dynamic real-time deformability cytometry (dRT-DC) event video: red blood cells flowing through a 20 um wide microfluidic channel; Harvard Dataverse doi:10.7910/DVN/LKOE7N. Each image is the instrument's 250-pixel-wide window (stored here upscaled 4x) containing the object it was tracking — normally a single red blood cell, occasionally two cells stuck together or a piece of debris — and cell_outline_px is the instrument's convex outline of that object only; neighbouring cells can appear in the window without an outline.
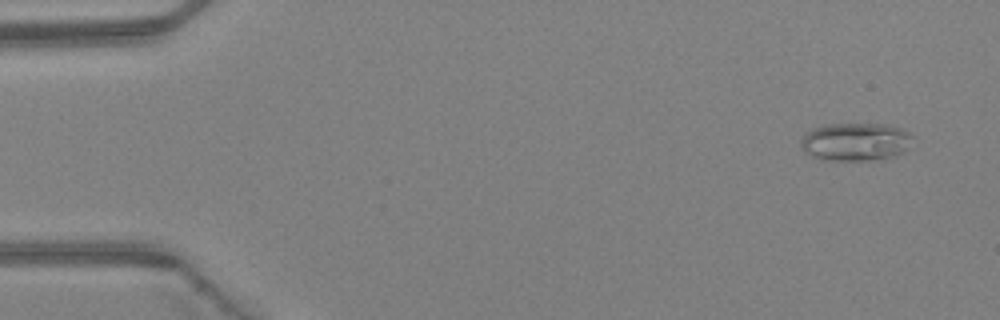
{"species": "Egyptian fruit bat (a non-hibernating species)", "species_latin": "Rousettus aegyptiacus", "temperature_condition": "warm", "stored_images_in_passage": 4, "camera_frame_rate_fps": 3000, "um_per_image_px": 0.085, "animal": {"sex": "female"}, "frame": {"image": 1, "passage_image": 1, "time_ms": 0.0, "image_size_px": [1000, 320], "cell_outline_px": [[916, 136], [908, 148], [904, 152], [896, 156], [884, 160], [820, 160], [804, 152], [800, 144], [800, 140], [812, 128], [828, 124], [884, 124], [900, 128]], "centroid_in_image_um": [72.76, 12.07], "position_along_channel_um": 12.2, "area_um2": 25.26}}